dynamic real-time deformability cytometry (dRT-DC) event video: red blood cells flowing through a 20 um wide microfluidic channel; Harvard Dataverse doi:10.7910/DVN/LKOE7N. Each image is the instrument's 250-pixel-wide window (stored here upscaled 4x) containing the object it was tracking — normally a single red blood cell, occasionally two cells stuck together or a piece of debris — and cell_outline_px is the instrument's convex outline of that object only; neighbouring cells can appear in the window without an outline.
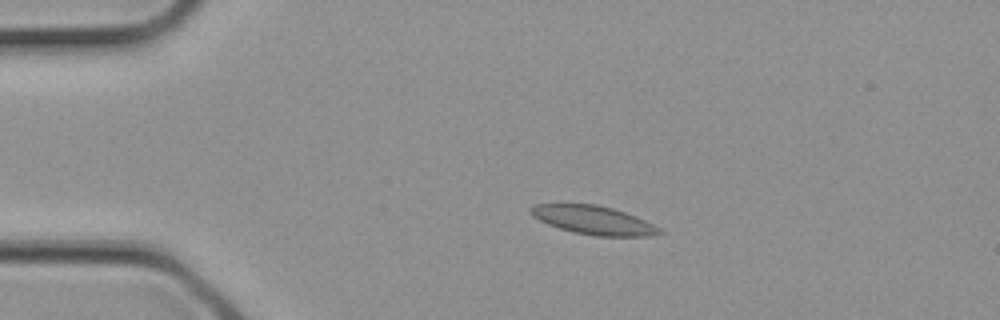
{"species": "common noctule bat (a hibernating species)", "species_latin": "Nyctalus noctula", "temperature_condition": "cold", "stored_images_in_passage": 1, "camera_frame_rate_fps": 3000, "um_per_image_px": 0.085, "animal": {"sex": "female", "body_mass_g": 21.9}, "frame": {"image": 1, "passage_image": 1, "time_ms": 0.0, "image_size_px": [1000, 320], "cell_outline_px": [[664, 232], [652, 236], [596, 236], [572, 232], [548, 224], [532, 216], [528, 212], [528, 208], [536, 204], [596, 204], [612, 208], [624, 212], [644, 220], [660, 228]], "centroid_in_image_um": [50.42, 18.71], "position_along_channel_um": 34.6, "area_um2": 21.39}}